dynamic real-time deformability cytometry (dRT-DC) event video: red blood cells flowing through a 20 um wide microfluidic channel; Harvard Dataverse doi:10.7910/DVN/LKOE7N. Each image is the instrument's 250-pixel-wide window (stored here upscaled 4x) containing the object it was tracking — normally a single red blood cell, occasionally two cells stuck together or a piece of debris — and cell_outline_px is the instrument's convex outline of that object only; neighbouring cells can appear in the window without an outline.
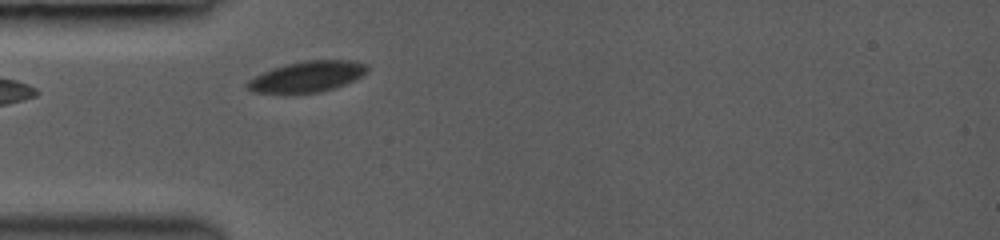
{"species": "common noctule bat (a hibernating species)", "species_latin": "Nyctalus noctula", "temperature_condition": "room temperature", "stored_images_in_passage": 33, "camera_frame_rate_fps": 3000, "um_per_image_px": 0.085, "animal": {"sex": "female", "body_mass_g": 19.0, "forearm_length_mm": 53.3}, "frame": {"image": 1, "passage_image": 1, "time_ms": 0.0, "image_size_px": [1000, 240], "cell_outline_px": [[368, 72], [344, 84], [320, 92], [284, 96], [252, 92], [244, 84], [248, 80], [272, 68], [284, 64], [304, 60], [352, 60], [368, 64]], "centroid_in_image_um": [26.04, 6.55], "position_along_channel_um": 59.0, "area_um2": 22.2}}
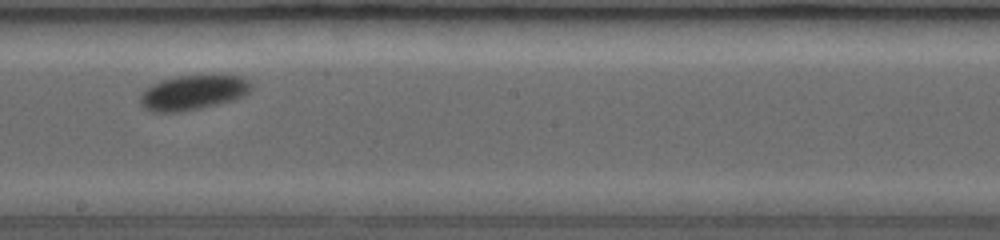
{"frame": {"image": 2, "passage_image": 15, "time_ms": 4.333, "image_size_px": [1000, 240], "cell_outline_px": [[252, 88], [244, 96], [236, 100], [200, 108], [180, 112], [148, 112], [140, 104], [140, 92], [144, 88], [160, 80], [176, 76], [244, 76], [252, 84]], "centroid_in_image_um": [16.37, 7.88], "position_along_channel_um": 231.8, "area_um2": 22.77}}
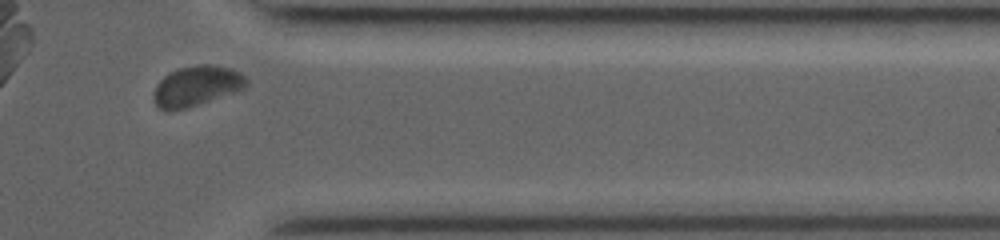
{"frame": {"image": 3, "passage_image": 28, "time_ms": 8.333, "image_size_px": [1000, 240], "cell_outline_px": [[248, 84], [244, 88], [236, 92], [188, 108], [168, 112], [160, 108], [152, 100], [152, 92], [156, 84], [168, 72], [180, 68], [196, 64], [208, 64], [232, 68], [240, 72], [248, 80]], "centroid_in_image_um": [16.68, 7.32], "position_along_channel_um": 394.7, "area_um2": 22.2}, "authors_computed_cell_mechanics": {"area_um2": 22.1952, "velocity_mm_per_s": 4.0708, "shape_relaxation_time_tau1_ms": 0.7586, "shape_relaxation_time_tau2_ms": null, "deformation_change_tau1": 0.0566, "deformation_change_tau2": null}}